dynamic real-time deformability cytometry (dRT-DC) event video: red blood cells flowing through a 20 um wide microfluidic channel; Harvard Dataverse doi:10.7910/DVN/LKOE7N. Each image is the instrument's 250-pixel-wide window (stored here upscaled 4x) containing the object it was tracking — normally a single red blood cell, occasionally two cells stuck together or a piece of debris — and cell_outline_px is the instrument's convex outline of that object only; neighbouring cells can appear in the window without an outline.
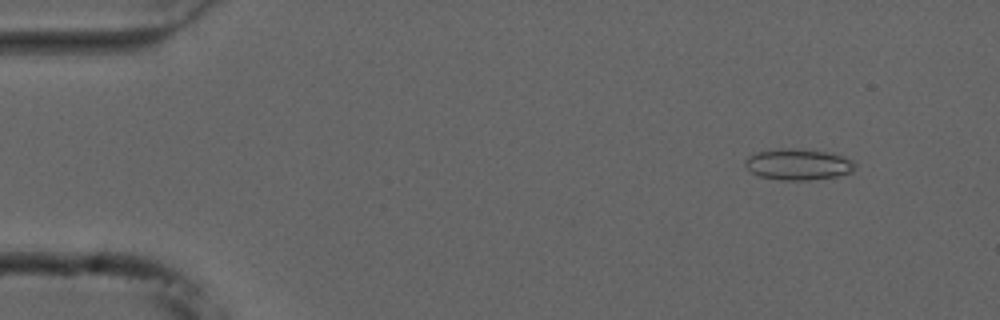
{"species": "common noctule bat (a hibernating species)", "species_latin": "Nyctalus noctula", "temperature_condition": "cold", "stored_images_in_passage": 55, "camera_frame_rate_fps": 3000, "um_per_image_px": 0.085, "animal": {"sex": "male", "forearm_length_mm": 52.5}, "frame": {"image": 1, "passage_image": 6, "time_ms": 1.667, "image_size_px": [1000, 320], "cell_outline_px": [[856, 168], [852, 172], [836, 176], [808, 180], [780, 180], [760, 176], [752, 172], [744, 164], [744, 160], [748, 156], [756, 152], [784, 148], [796, 148], [824, 152], [844, 156], [852, 160], [856, 164]], "centroid_in_image_um": [67.85, 13.97], "position_along_channel_um": 17.2, "area_um2": 19.88}}
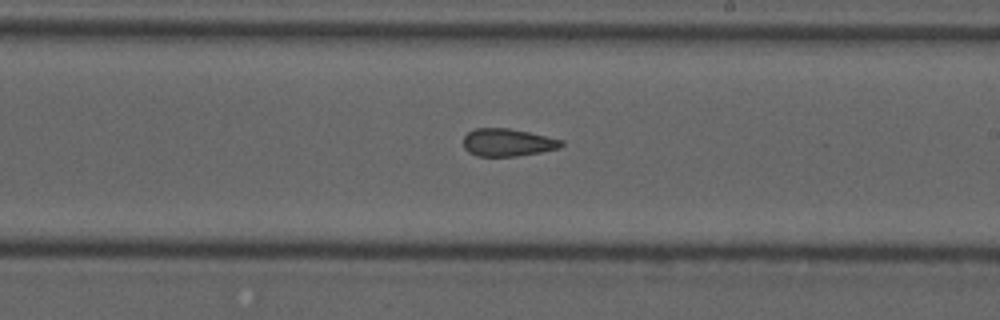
{"frame": {"image": 2, "passage_image": 32, "time_ms": 10.333, "image_size_px": [1000, 320], "cell_outline_px": [[564, 144], [560, 148], [540, 152], [516, 156], [476, 156], [468, 152], [464, 148], [464, 136], [468, 132], [476, 128], [508, 128], [528, 132], [564, 140]], "centroid_in_image_um": [43.15, 12.11], "position_along_channel_um": 245.9, "area_um2": 15.78}}
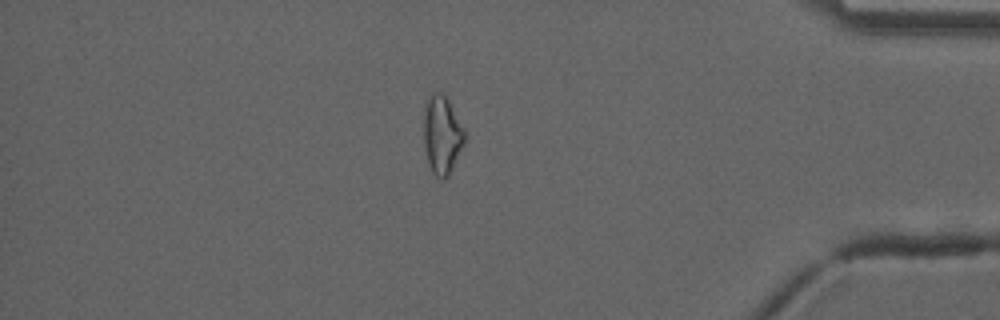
{"frame": {"image": 3, "passage_image": 47, "time_ms": 15.333, "image_size_px": [1000, 320], "cell_outline_px": [[464, 144], [448, 176], [444, 180], [440, 180], [432, 172], [428, 160], [424, 144], [424, 108], [432, 92], [440, 92], [448, 100], [464, 128]], "centroid_in_image_um": [37.57, 11.48], "position_along_channel_um": 397.6, "area_um2": 18.38}, "authors_computed_cell_mechanics": {"area_um2": 18.0336, "velocity_mm_per_s": 3.7501, "shape_relaxation_time_tau1_ms": null, "shape_relaxation_time_tau2_ms": 4.7939, "deformation_change_tau1": null, "deformation_change_tau2": 0.1023}}